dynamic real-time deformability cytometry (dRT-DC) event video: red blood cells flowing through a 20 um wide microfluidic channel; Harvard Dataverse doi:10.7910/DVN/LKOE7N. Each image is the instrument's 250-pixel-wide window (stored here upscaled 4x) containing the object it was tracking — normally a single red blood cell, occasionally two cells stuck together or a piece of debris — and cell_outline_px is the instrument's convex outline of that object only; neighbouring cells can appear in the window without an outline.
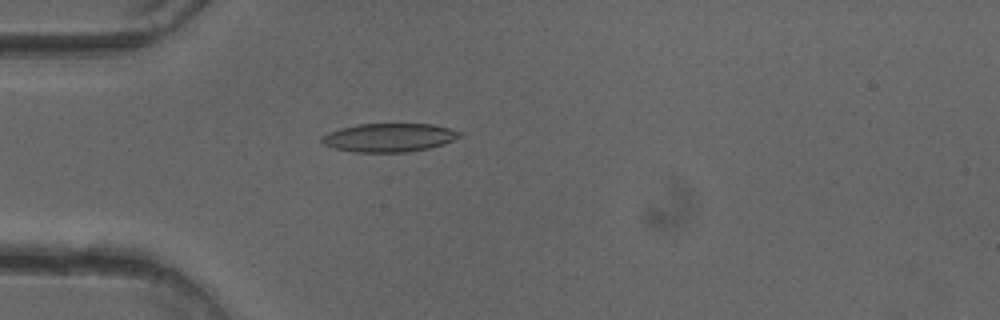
{"species": "common noctule bat (a hibernating species)", "species_latin": "Nyctalus noctula", "temperature_condition": "cold", "stored_images_in_passage": 50, "camera_frame_rate_fps": 3000, "um_per_image_px": 0.085, "animal": {"sex": "female"}, "frame": {"image": 1, "passage_image": 14, "time_ms": 4.333, "image_size_px": [1000, 320], "cell_outline_px": [[464, 136], [444, 144], [428, 148], [408, 152], [352, 152], [336, 148], [324, 144], [320, 140], [320, 136], [328, 132], [340, 128], [356, 124], [432, 124], [464, 132]], "centroid_in_image_um": [33.1, 11.69], "position_along_channel_um": 51.9, "area_um2": 23.12}}
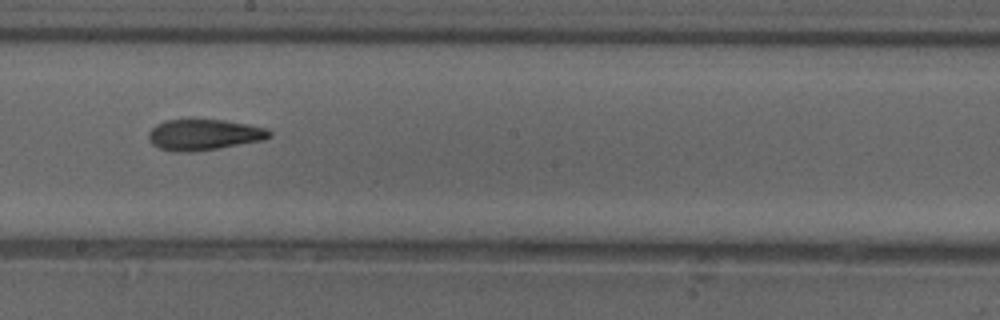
{"frame": {"image": 2, "passage_image": 28, "time_ms": 9.0, "image_size_px": [1000, 320], "cell_outline_px": [[272, 136], [264, 140], [220, 148], [192, 152], [176, 152], [160, 148], [152, 144], [148, 140], [148, 132], [156, 124], [164, 120], [224, 120], [248, 124], [268, 128], [272, 132]], "centroid_in_image_um": [17.35, 11.45], "position_along_channel_um": 230.8, "area_um2": 21.96}}
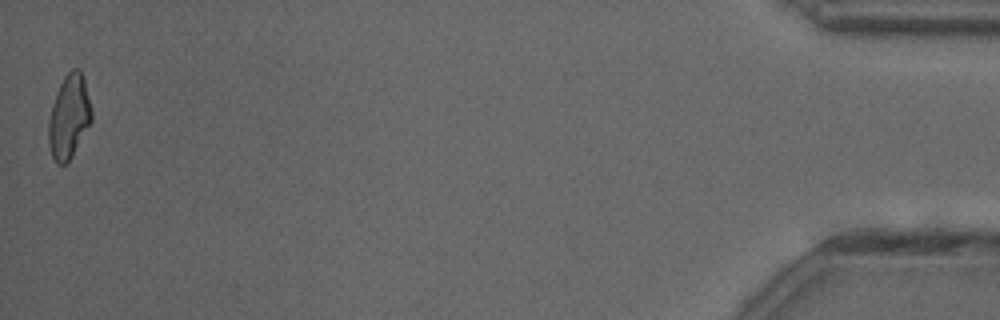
{"frame": {"image": 3, "passage_image": 50, "time_ms": 16.333, "image_size_px": [1000, 320], "cell_outline_px": [[92, 120], [72, 156], [64, 164], [56, 164], [52, 156], [48, 144], [48, 120], [52, 104], [56, 92], [64, 76], [72, 68], [80, 68], [84, 80], [92, 108]], "centroid_in_image_um": [5.85, 9.9], "position_along_channel_um": 429.3, "area_um2": 21.04}, "authors_computed_cell_mechanics": {"area_um2": 22.0796, "velocity_mm_per_s": 4.0428, "shape_relaxation_time_tau1_ms": null, "shape_relaxation_time_tau2_ms": 2.0701, "deformation_change_tau1": null, "deformation_change_tau2": 0.0902}}